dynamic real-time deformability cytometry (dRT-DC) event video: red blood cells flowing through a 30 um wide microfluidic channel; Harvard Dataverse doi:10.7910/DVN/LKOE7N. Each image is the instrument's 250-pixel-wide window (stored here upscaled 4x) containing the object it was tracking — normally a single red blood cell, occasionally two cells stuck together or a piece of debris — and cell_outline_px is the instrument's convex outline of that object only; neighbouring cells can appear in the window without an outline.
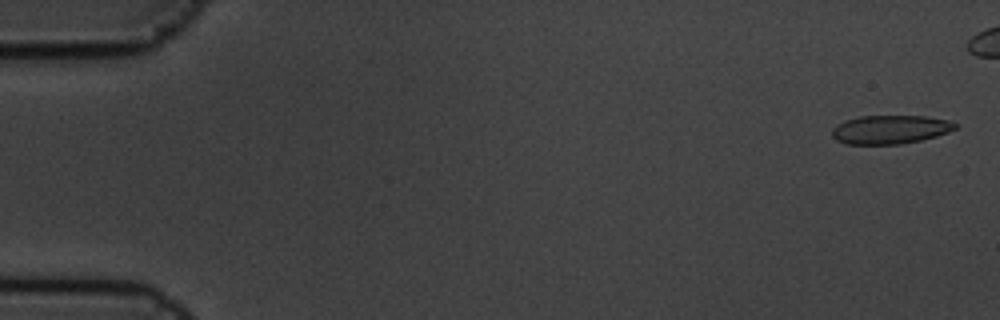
{"species": "common noctule bat (a hibernating species)", "species_latin": "Nyctalus noctula", "temperature_condition": "cold", "stored_images_in_passage": 7, "camera_frame_rate_fps": 3000, "um_per_image_px": 0.085, "animal": {"sex": "male", "body_mass_g": 19.5, "forearm_length_mm": 54.6}, "frame": {"image": 1, "passage_image": 1, "time_ms": 0.0, "image_size_px": [1000, 320], "cell_outline_px": [[960, 124], [956, 128], [948, 132], [936, 136], [920, 140], [900, 144], [844, 144], [836, 140], [832, 136], [832, 128], [836, 124], [844, 120], [860, 116], [928, 116], [948, 120]], "centroid_in_image_um": [75.65, 11.0], "position_along_channel_um": 9.3, "area_um2": 20.75}}
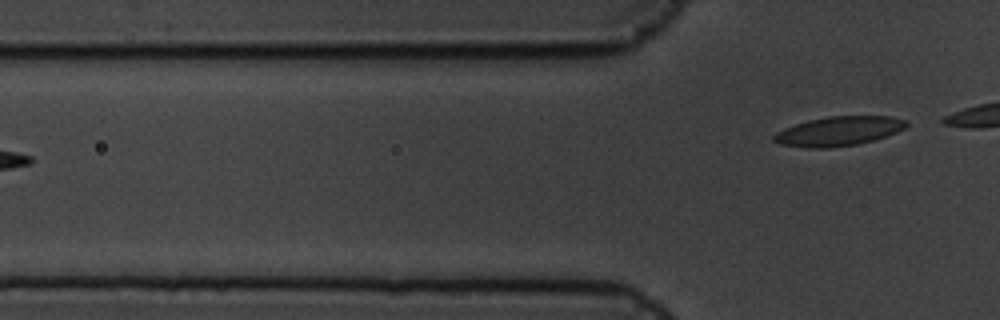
{"frame": {"image": 2, "passage_image": 7, "time_ms": 2.0, "image_size_px": [1000, 320], "cell_outline_px": [[908, 124], [904, 128], [896, 132], [872, 140], [856, 144], [828, 148], [812, 148], [780, 144], [772, 140], [772, 136], [776, 132], [784, 128], [808, 120], [828, 116], [888, 116], [908, 120]], "centroid_in_image_um": [71.26, 11.14], "position_along_channel_um": 54.5, "area_um2": 22.48}}